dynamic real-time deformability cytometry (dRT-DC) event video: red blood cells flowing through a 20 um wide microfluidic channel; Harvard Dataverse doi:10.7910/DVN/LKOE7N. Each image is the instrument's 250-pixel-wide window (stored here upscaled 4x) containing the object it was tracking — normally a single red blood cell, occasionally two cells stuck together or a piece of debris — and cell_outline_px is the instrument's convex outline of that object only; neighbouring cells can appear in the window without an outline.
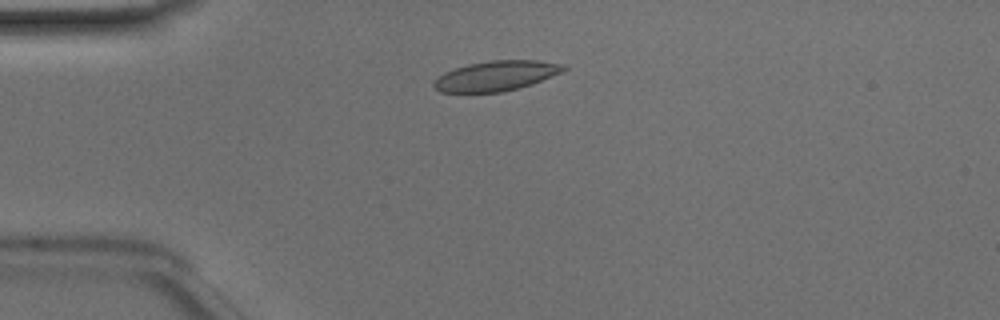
{"species": "Egyptian fruit bat (a non-hibernating species)", "species_latin": "Rousettus aegyptiacus", "temperature_condition": "room temperature", "stored_images_in_passage": 46, "camera_frame_rate_fps": 3000, "um_per_image_px": 0.085, "animal": {"sex": "male"}, "frame": {"image": 1, "passage_image": 9, "time_ms": 2.667, "image_size_px": [1000, 320], "cell_outline_px": [[568, 68], [560, 72], [532, 84], [500, 92], [440, 92], [432, 84], [444, 72], [468, 64], [488, 60], [536, 60], [564, 64]], "centroid_in_image_um": [42.17, 6.43], "position_along_channel_um": 42.8, "area_um2": 22.37}}
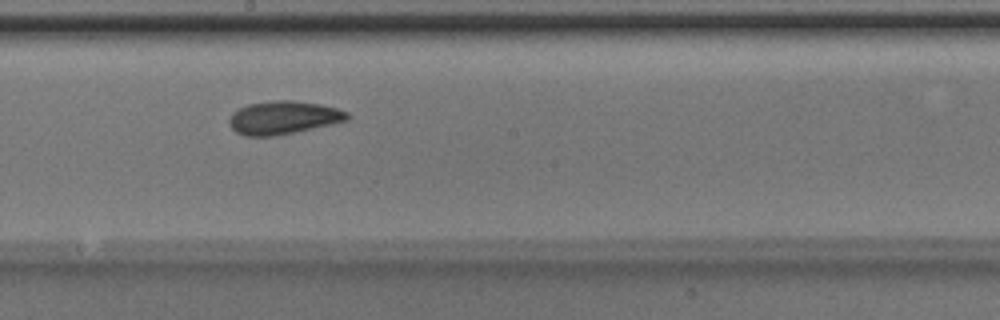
{"frame": {"image": 2, "passage_image": 24, "time_ms": 7.667, "image_size_px": [1000, 320], "cell_outline_px": [[348, 120], [332, 124], [276, 136], [244, 136], [236, 132], [232, 128], [228, 120], [232, 112], [248, 104], [276, 100], [292, 100], [320, 104], [336, 108], [348, 112]], "centroid_in_image_um": [24.07, 10.0], "position_along_channel_um": 224.1, "area_um2": 22.77}}
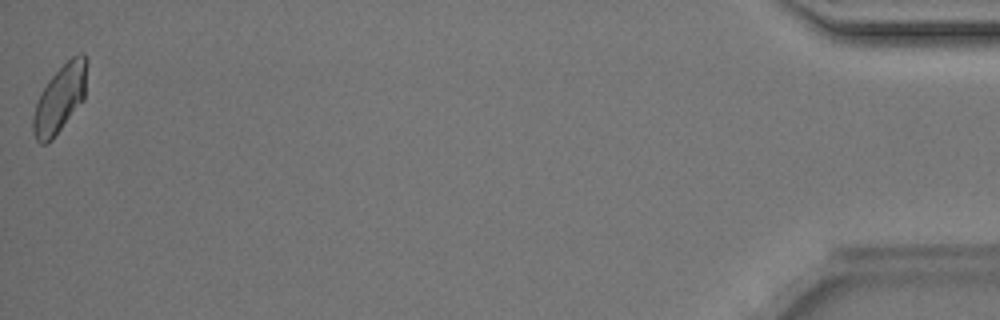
{"frame": {"image": 3, "passage_image": 46, "time_ms": 15.0, "image_size_px": [1000, 320], "cell_outline_px": [[88, 64], [84, 100], [52, 140], [48, 144], [40, 144], [36, 140], [32, 132], [32, 116], [40, 92], [48, 80], [72, 56], [80, 52], [88, 60]], "centroid_in_image_um": [5.09, 8.4], "position_along_channel_um": 430.1, "area_um2": 21.44}, "authors_computed_cell_mechanics": {"area_um2": 22.1952, "velocity_mm_per_s": 4.1012, "shape_relaxation_time_tau1_ms": 3.363, "shape_relaxation_time_tau2_ms": 4.5691, "deformation_change_tau1": 0.1041, "deformation_change_tau2": 0.0749}}